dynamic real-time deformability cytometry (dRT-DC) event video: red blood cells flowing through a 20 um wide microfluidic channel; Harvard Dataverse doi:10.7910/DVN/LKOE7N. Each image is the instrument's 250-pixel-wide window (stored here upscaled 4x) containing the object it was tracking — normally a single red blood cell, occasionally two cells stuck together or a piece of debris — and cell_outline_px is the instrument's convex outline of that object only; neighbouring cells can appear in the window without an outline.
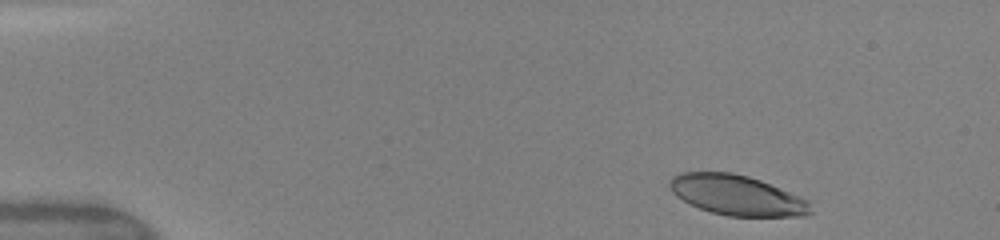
{"species": "human", "species_latin": "Homo sapiens", "temperature_condition": "warm", "stored_images_in_passage": 6, "camera_frame_rate_fps": 3000, "um_per_image_px": 0.085, "donor": {"sex": "female"}, "frame": {"image": 1, "passage_image": 1, "time_ms": 0.0, "image_size_px": [1000, 240], "cell_outline_px": [[812, 212], [808, 216], [728, 216], [712, 212], [700, 208], [676, 196], [672, 192], [668, 184], [668, 180], [672, 176], [680, 172], [732, 172], [748, 176], [760, 180], [808, 200]], "centroid_in_image_um": [62.61, 16.58], "position_along_channel_um": 22.4, "area_um2": 32.83}}
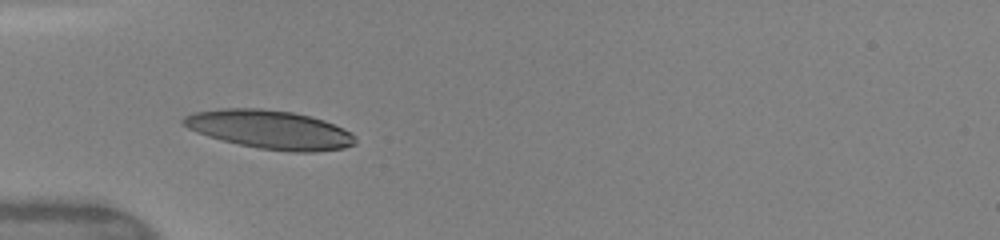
{"frame": {"image": 2, "passage_image": 5, "time_ms": 3.333, "image_size_px": [1000, 240], "cell_outline_px": [[356, 144], [344, 148], [312, 152], [292, 152], [260, 148], [240, 144], [208, 136], [196, 132], [180, 124], [180, 120], [184, 116], [192, 112], [220, 108], [260, 108], [292, 112], [324, 120], [352, 132], [356, 136]], "centroid_in_image_um": [22.92, 11.0], "position_along_channel_um": 62.1, "area_um2": 38.78}}